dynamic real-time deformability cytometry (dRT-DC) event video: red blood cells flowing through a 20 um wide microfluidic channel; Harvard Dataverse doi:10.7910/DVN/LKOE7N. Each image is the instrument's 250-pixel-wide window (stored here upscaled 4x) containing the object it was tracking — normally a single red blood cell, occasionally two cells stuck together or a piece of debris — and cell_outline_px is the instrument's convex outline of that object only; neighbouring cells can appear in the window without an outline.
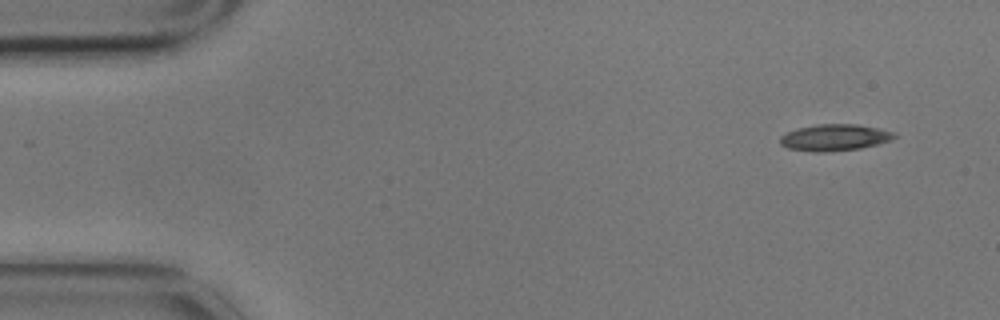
{"species": "common noctule bat (a hibernating species)", "species_latin": "Nyctalus noctula", "temperature_condition": "cold", "stored_images_in_passage": 6, "camera_frame_rate_fps": 3000, "um_per_image_px": 0.085, "animal": {"sex": "male", "body_mass_g": 17.9}, "frame": {"image": 1, "passage_image": 1, "time_ms": 0.0, "image_size_px": [1000, 320], "cell_outline_px": [[900, 136], [892, 140], [860, 148], [828, 152], [812, 152], [788, 148], [780, 144], [780, 136], [796, 128], [816, 124], [856, 124], [896, 132]], "centroid_in_image_um": [70.96, 11.69], "position_along_channel_um": 14.0, "area_um2": 17.8}}